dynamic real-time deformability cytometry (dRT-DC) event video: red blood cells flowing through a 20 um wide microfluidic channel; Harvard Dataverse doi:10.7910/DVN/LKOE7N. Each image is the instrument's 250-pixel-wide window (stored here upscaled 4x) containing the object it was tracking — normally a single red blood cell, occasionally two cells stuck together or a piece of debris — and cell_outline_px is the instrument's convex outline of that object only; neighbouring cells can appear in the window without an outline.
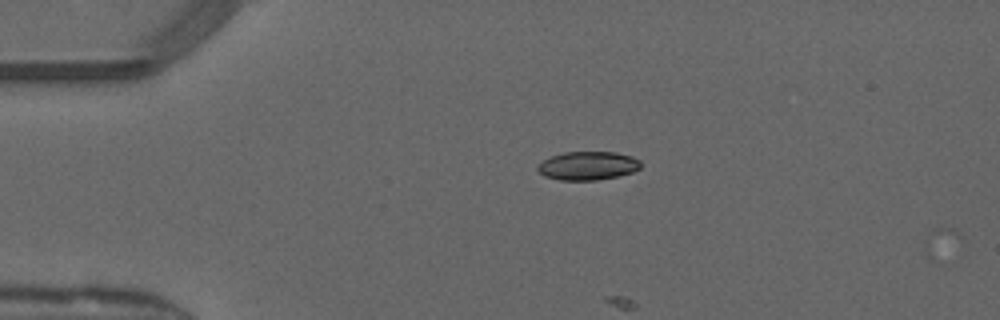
{"species": "common noctule bat (a hibernating species)", "species_latin": "Nyctalus noctula", "temperature_condition": "warm", "stored_images_in_passage": 10, "camera_frame_rate_fps": 3000, "um_per_image_px": 0.085, "animal": {"sex": "male", "forearm_length_mm": 52.5}, "frame": {"image": 1, "passage_image": 1, "time_ms": 0.0, "image_size_px": [1000, 320], "cell_outline_px": [[640, 168], [632, 172], [620, 176], [596, 180], [560, 180], [544, 176], [536, 168], [544, 160], [552, 156], [564, 152], [616, 152], [632, 156], [640, 160]], "centroid_in_image_um": [49.99, 14.09], "position_along_channel_um": 35.0, "area_um2": 17.11}}